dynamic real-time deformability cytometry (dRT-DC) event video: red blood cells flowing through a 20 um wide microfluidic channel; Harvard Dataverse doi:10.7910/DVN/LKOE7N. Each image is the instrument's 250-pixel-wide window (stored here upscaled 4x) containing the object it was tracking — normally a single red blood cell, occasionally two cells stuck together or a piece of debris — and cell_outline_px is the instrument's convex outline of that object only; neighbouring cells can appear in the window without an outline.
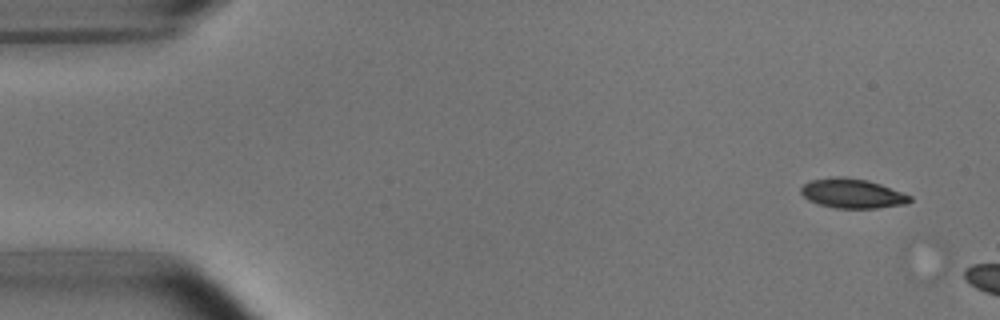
{"species": "common noctule bat (a hibernating species)", "species_latin": "Nyctalus noctula", "temperature_condition": "room temperature", "stored_images_in_passage": 4, "camera_frame_rate_fps": 3000, "um_per_image_px": 0.085, "animal": {"sex": "male", "body_mass_g": 15.6}, "frame": {"image": 1, "passage_image": 3, "time_ms": 0.667, "image_size_px": [1000, 320], "cell_outline_px": [[912, 200], [904, 204], [876, 208], [836, 208], [820, 204], [808, 200], [800, 192], [800, 188], [804, 184], [812, 180], [832, 176], [844, 176], [868, 180], [880, 184], [912, 196]], "centroid_in_image_um": [72.43, 16.43], "position_along_channel_um": 12.6, "area_um2": 18.67}}